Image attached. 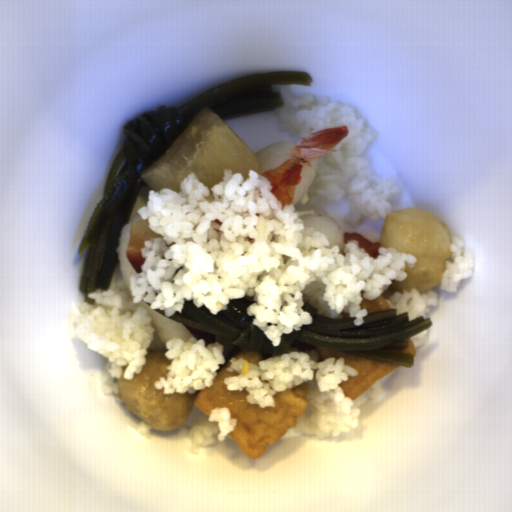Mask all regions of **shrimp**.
<instances>
[{
	"instance_id": "a79e029a",
	"label": "shrimp",
	"mask_w": 512,
	"mask_h": 512,
	"mask_svg": "<svg viewBox=\"0 0 512 512\" xmlns=\"http://www.w3.org/2000/svg\"><path fill=\"white\" fill-rule=\"evenodd\" d=\"M350 135L344 125L314 129L300 136L284 164L259 173L270 181L272 193L281 202L292 204L295 189L300 183L301 172L306 165L321 156L343 150H331Z\"/></svg>"
}]
</instances>
